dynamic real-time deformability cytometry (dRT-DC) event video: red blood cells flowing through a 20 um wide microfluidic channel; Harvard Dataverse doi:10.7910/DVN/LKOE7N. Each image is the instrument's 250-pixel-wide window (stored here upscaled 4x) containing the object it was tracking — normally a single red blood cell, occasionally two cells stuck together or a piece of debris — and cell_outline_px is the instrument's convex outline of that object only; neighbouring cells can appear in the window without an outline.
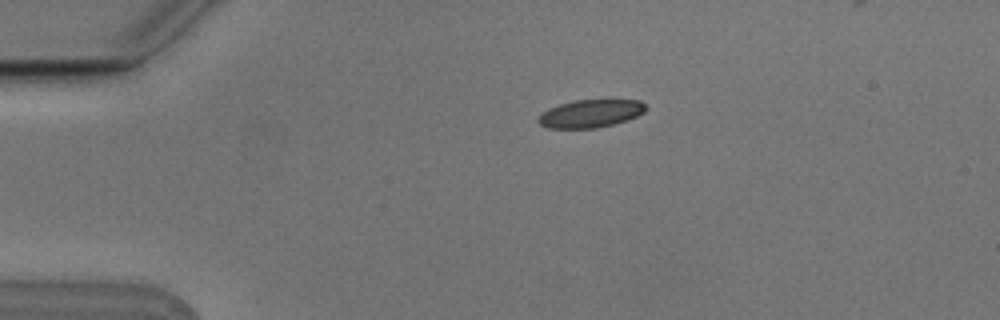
{"species": "Egyptian fruit bat (a non-hibernating species)", "species_latin": "Rousettus aegyptiacus", "temperature_condition": "cold", "stored_images_in_passage": 7, "camera_frame_rate_fps": 3000, "um_per_image_px": 0.085, "animal": {"sex": "male"}, "frame": {"image": 1, "passage_image": 1, "time_ms": 0.0, "image_size_px": [1000, 320], "cell_outline_px": [[648, 108], [644, 112], [636, 116], [612, 124], [596, 128], [548, 128], [540, 124], [536, 120], [540, 112], [548, 108], [560, 104], [576, 100], [640, 100]], "centroid_in_image_um": [50.15, 9.65], "position_along_channel_um": 34.9, "area_um2": 17.4}}
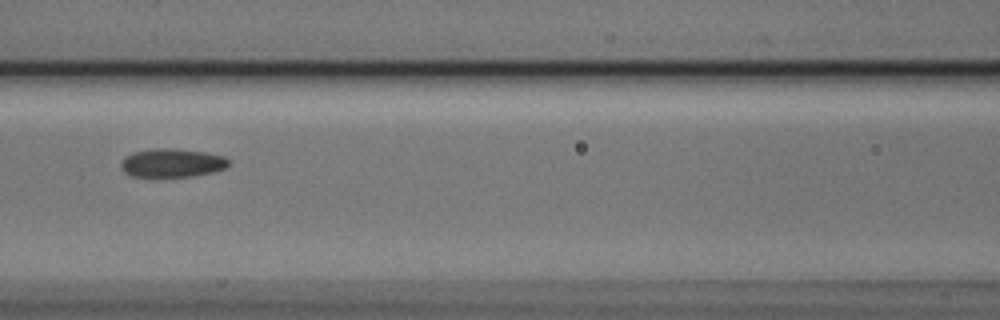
{"frame": {"image": 2, "passage_image": 5, "time_ms": 1.333, "image_size_px": [1000, 320], "cell_outline_px": [[228, 168], [212, 172], [192, 176], [132, 176], [124, 172], [120, 164], [124, 156], [132, 152], [148, 148], [176, 148], [204, 152], [224, 156], [228, 160]], "centroid_in_image_um": [14.6, 13.82], "position_along_channel_um": 152.0, "area_um2": 18.03}}
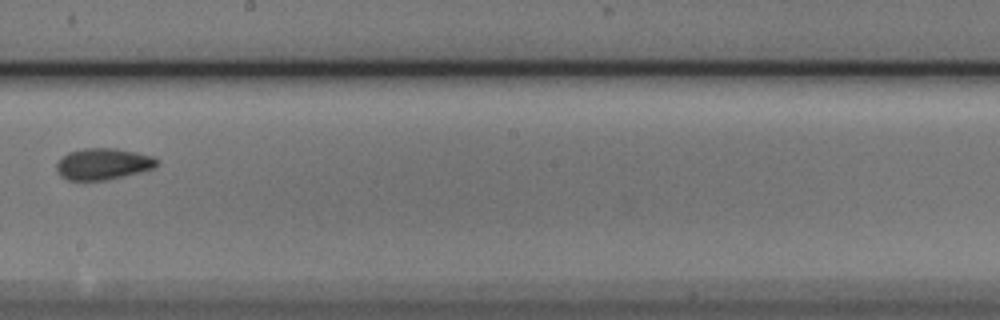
{"frame": {"image": 3, "passage_image": 7, "time_ms": 2.0, "image_size_px": [1000, 320], "cell_outline_px": [[160, 164], [156, 168], [124, 176], [104, 180], [68, 180], [60, 176], [56, 168], [56, 164], [68, 152], [84, 148], [116, 148], [156, 156], [160, 160]], "centroid_in_image_um": [8.83, 13.93], "position_along_channel_um": 239.4, "area_um2": 18.61}}